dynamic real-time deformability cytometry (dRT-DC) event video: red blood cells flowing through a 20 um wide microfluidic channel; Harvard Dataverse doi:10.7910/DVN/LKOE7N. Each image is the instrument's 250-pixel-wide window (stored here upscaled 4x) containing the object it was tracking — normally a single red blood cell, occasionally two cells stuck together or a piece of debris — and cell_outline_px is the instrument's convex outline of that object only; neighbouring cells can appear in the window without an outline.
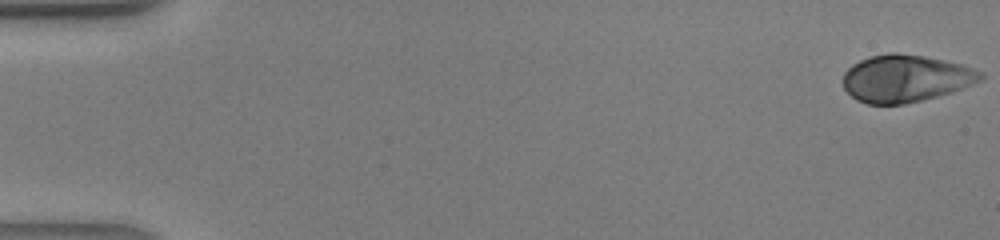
{"species": "human", "species_latin": "Homo sapiens", "temperature_condition": "warm", "stored_images_in_passage": 42, "camera_frame_rate_fps": 3000, "um_per_image_px": 0.085, "donor": {"sex": "male"}, "frame": {"image": 1, "passage_image": 1, "time_ms": 0.0, "image_size_px": [1000, 240], "cell_outline_px": [[984, 80], [952, 92], [904, 104], [868, 104], [856, 100], [844, 88], [844, 72], [852, 64], [860, 60], [872, 56], [888, 52], [896, 52], [924, 56], [944, 60], [960, 64], [984, 72]], "centroid_in_image_um": [76.99, 6.66], "position_along_channel_um": 8.0, "area_um2": 37.86}}
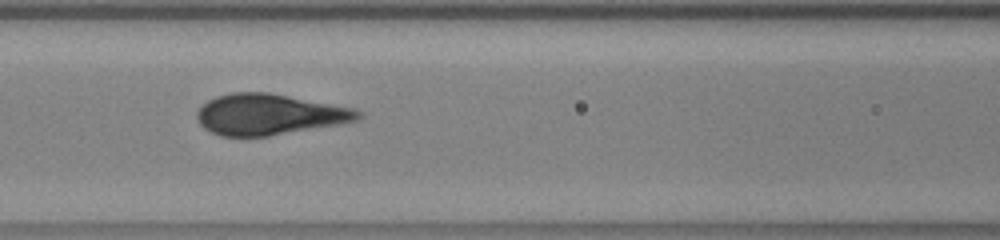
{"frame": {"image": 2, "passage_image": 19, "time_ms": 6.0, "image_size_px": [1000, 240], "cell_outline_px": [[364, 116], [360, 120], [344, 124], [268, 136], [220, 136], [204, 128], [196, 120], [196, 112], [208, 100], [216, 96], [232, 92], [268, 92], [352, 108], [364, 112]], "centroid_in_image_um": [22.92, 9.73], "position_along_channel_um": 143.7, "area_um2": 38.61}}
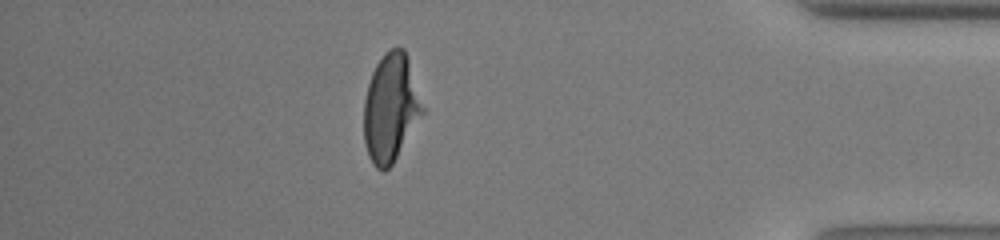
{"frame": {"image": 3, "passage_image": 37, "time_ms": 12.0, "image_size_px": [1000, 240], "cell_outline_px": [[424, 112], [392, 164], [384, 172], [376, 168], [372, 164], [368, 156], [364, 144], [364, 100], [368, 84], [372, 72], [376, 64], [384, 52], [392, 48], [404, 48], [424, 108]], "centroid_in_image_um": [33.18, 9.19], "position_along_channel_um": 402.0, "area_um2": 36.65}}